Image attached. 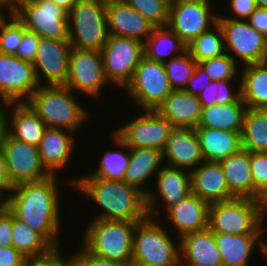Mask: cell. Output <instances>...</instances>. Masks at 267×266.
I'll use <instances>...</instances> for the list:
<instances>
[{
	"label": "cell",
	"mask_w": 267,
	"mask_h": 266,
	"mask_svg": "<svg viewBox=\"0 0 267 266\" xmlns=\"http://www.w3.org/2000/svg\"><path fill=\"white\" fill-rule=\"evenodd\" d=\"M58 176L25 182L13 187L2 203L19 220L40 233L54 248L61 244Z\"/></svg>",
	"instance_id": "6da1fadb"
},
{
	"label": "cell",
	"mask_w": 267,
	"mask_h": 266,
	"mask_svg": "<svg viewBox=\"0 0 267 266\" xmlns=\"http://www.w3.org/2000/svg\"><path fill=\"white\" fill-rule=\"evenodd\" d=\"M68 183L101 207L93 219L140 222L148 217L146 195L124 181L82 175Z\"/></svg>",
	"instance_id": "7a4b0ae2"
},
{
	"label": "cell",
	"mask_w": 267,
	"mask_h": 266,
	"mask_svg": "<svg viewBox=\"0 0 267 266\" xmlns=\"http://www.w3.org/2000/svg\"><path fill=\"white\" fill-rule=\"evenodd\" d=\"M66 85H41L26 101L45 123L46 128L76 132L88 122L91 112L76 99ZM90 113V114H89Z\"/></svg>",
	"instance_id": "3957f363"
},
{
	"label": "cell",
	"mask_w": 267,
	"mask_h": 266,
	"mask_svg": "<svg viewBox=\"0 0 267 266\" xmlns=\"http://www.w3.org/2000/svg\"><path fill=\"white\" fill-rule=\"evenodd\" d=\"M138 222L92 219L86 226L82 246L91 254L120 263L132 264L133 233Z\"/></svg>",
	"instance_id": "277c9868"
},
{
	"label": "cell",
	"mask_w": 267,
	"mask_h": 266,
	"mask_svg": "<svg viewBox=\"0 0 267 266\" xmlns=\"http://www.w3.org/2000/svg\"><path fill=\"white\" fill-rule=\"evenodd\" d=\"M156 218L147 217L136 224L133 233V266H181L180 241L164 229Z\"/></svg>",
	"instance_id": "5b68a950"
},
{
	"label": "cell",
	"mask_w": 267,
	"mask_h": 266,
	"mask_svg": "<svg viewBox=\"0 0 267 266\" xmlns=\"http://www.w3.org/2000/svg\"><path fill=\"white\" fill-rule=\"evenodd\" d=\"M265 216L260 200L235 197L209 204L208 228L230 235L263 234Z\"/></svg>",
	"instance_id": "8992f818"
},
{
	"label": "cell",
	"mask_w": 267,
	"mask_h": 266,
	"mask_svg": "<svg viewBox=\"0 0 267 266\" xmlns=\"http://www.w3.org/2000/svg\"><path fill=\"white\" fill-rule=\"evenodd\" d=\"M72 48L101 51L109 37L106 1L78 0L68 12Z\"/></svg>",
	"instance_id": "52a82bcc"
},
{
	"label": "cell",
	"mask_w": 267,
	"mask_h": 266,
	"mask_svg": "<svg viewBox=\"0 0 267 266\" xmlns=\"http://www.w3.org/2000/svg\"><path fill=\"white\" fill-rule=\"evenodd\" d=\"M11 12L41 38L69 39L68 12L51 0H25Z\"/></svg>",
	"instance_id": "ba28073f"
},
{
	"label": "cell",
	"mask_w": 267,
	"mask_h": 266,
	"mask_svg": "<svg viewBox=\"0 0 267 266\" xmlns=\"http://www.w3.org/2000/svg\"><path fill=\"white\" fill-rule=\"evenodd\" d=\"M124 90L133 102L140 105V110L144 111L156 110L172 88L163 63L143 56Z\"/></svg>",
	"instance_id": "9c48e42d"
},
{
	"label": "cell",
	"mask_w": 267,
	"mask_h": 266,
	"mask_svg": "<svg viewBox=\"0 0 267 266\" xmlns=\"http://www.w3.org/2000/svg\"><path fill=\"white\" fill-rule=\"evenodd\" d=\"M217 23L223 32L225 51L236 62L241 61L240 64L244 66L265 61L267 37L250 26L246 20L217 17Z\"/></svg>",
	"instance_id": "30bf717a"
},
{
	"label": "cell",
	"mask_w": 267,
	"mask_h": 266,
	"mask_svg": "<svg viewBox=\"0 0 267 266\" xmlns=\"http://www.w3.org/2000/svg\"><path fill=\"white\" fill-rule=\"evenodd\" d=\"M101 56L107 80L123 89L131 81L144 56V43L132 38L109 35Z\"/></svg>",
	"instance_id": "8fae6325"
},
{
	"label": "cell",
	"mask_w": 267,
	"mask_h": 266,
	"mask_svg": "<svg viewBox=\"0 0 267 266\" xmlns=\"http://www.w3.org/2000/svg\"><path fill=\"white\" fill-rule=\"evenodd\" d=\"M212 0H171L167 26L188 45L217 23Z\"/></svg>",
	"instance_id": "7c38bea8"
},
{
	"label": "cell",
	"mask_w": 267,
	"mask_h": 266,
	"mask_svg": "<svg viewBox=\"0 0 267 266\" xmlns=\"http://www.w3.org/2000/svg\"><path fill=\"white\" fill-rule=\"evenodd\" d=\"M109 84L101 51L71 48L66 86L74 92L98 99L102 89Z\"/></svg>",
	"instance_id": "4fadbf2b"
},
{
	"label": "cell",
	"mask_w": 267,
	"mask_h": 266,
	"mask_svg": "<svg viewBox=\"0 0 267 266\" xmlns=\"http://www.w3.org/2000/svg\"><path fill=\"white\" fill-rule=\"evenodd\" d=\"M31 62L0 53V102H26L38 89Z\"/></svg>",
	"instance_id": "5bb4252c"
},
{
	"label": "cell",
	"mask_w": 267,
	"mask_h": 266,
	"mask_svg": "<svg viewBox=\"0 0 267 266\" xmlns=\"http://www.w3.org/2000/svg\"><path fill=\"white\" fill-rule=\"evenodd\" d=\"M1 151L4 154L13 186L25 182L40 181L51 175L41 162L38 147L16 140L7 132L3 139Z\"/></svg>",
	"instance_id": "9a60e30c"
},
{
	"label": "cell",
	"mask_w": 267,
	"mask_h": 266,
	"mask_svg": "<svg viewBox=\"0 0 267 266\" xmlns=\"http://www.w3.org/2000/svg\"><path fill=\"white\" fill-rule=\"evenodd\" d=\"M187 171L185 169L167 166L166 164L161 167L155 176L156 192L150 190L146 194L149 217L155 219L161 213L160 209L162 207L156 205L159 203L157 201L158 199H161L160 202L164 203L163 206L165 208L163 207V209L167 212L192 193L190 171Z\"/></svg>",
	"instance_id": "2e32d148"
},
{
	"label": "cell",
	"mask_w": 267,
	"mask_h": 266,
	"mask_svg": "<svg viewBox=\"0 0 267 266\" xmlns=\"http://www.w3.org/2000/svg\"><path fill=\"white\" fill-rule=\"evenodd\" d=\"M172 127L155 110H144L140 117H135L114 132L130 148L149 147L163 151Z\"/></svg>",
	"instance_id": "e0dca14e"
},
{
	"label": "cell",
	"mask_w": 267,
	"mask_h": 266,
	"mask_svg": "<svg viewBox=\"0 0 267 266\" xmlns=\"http://www.w3.org/2000/svg\"><path fill=\"white\" fill-rule=\"evenodd\" d=\"M71 48L72 46L68 39H40L36 56L32 63L39 86L66 84Z\"/></svg>",
	"instance_id": "ac0fdd59"
},
{
	"label": "cell",
	"mask_w": 267,
	"mask_h": 266,
	"mask_svg": "<svg viewBox=\"0 0 267 266\" xmlns=\"http://www.w3.org/2000/svg\"><path fill=\"white\" fill-rule=\"evenodd\" d=\"M162 152L167 166L189 171L205 161L197 133L190 127H172Z\"/></svg>",
	"instance_id": "d6986e66"
},
{
	"label": "cell",
	"mask_w": 267,
	"mask_h": 266,
	"mask_svg": "<svg viewBox=\"0 0 267 266\" xmlns=\"http://www.w3.org/2000/svg\"><path fill=\"white\" fill-rule=\"evenodd\" d=\"M106 21L109 35L132 38L145 43L155 26L124 0L106 2Z\"/></svg>",
	"instance_id": "ffe728a7"
},
{
	"label": "cell",
	"mask_w": 267,
	"mask_h": 266,
	"mask_svg": "<svg viewBox=\"0 0 267 266\" xmlns=\"http://www.w3.org/2000/svg\"><path fill=\"white\" fill-rule=\"evenodd\" d=\"M45 129V123L27 102L6 103V132L12 138L38 147Z\"/></svg>",
	"instance_id": "44dd1931"
},
{
	"label": "cell",
	"mask_w": 267,
	"mask_h": 266,
	"mask_svg": "<svg viewBox=\"0 0 267 266\" xmlns=\"http://www.w3.org/2000/svg\"><path fill=\"white\" fill-rule=\"evenodd\" d=\"M74 136V132L65 129H45L38 151L43 166L51 175H57L56 172L71 161V154L76 147Z\"/></svg>",
	"instance_id": "7402d4cb"
},
{
	"label": "cell",
	"mask_w": 267,
	"mask_h": 266,
	"mask_svg": "<svg viewBox=\"0 0 267 266\" xmlns=\"http://www.w3.org/2000/svg\"><path fill=\"white\" fill-rule=\"evenodd\" d=\"M191 192L207 203L235 198L229 191L219 162H202L190 171Z\"/></svg>",
	"instance_id": "603a6c76"
},
{
	"label": "cell",
	"mask_w": 267,
	"mask_h": 266,
	"mask_svg": "<svg viewBox=\"0 0 267 266\" xmlns=\"http://www.w3.org/2000/svg\"><path fill=\"white\" fill-rule=\"evenodd\" d=\"M173 127L196 128L202 115L198 96L184 90H172L155 110Z\"/></svg>",
	"instance_id": "cb8c5ba5"
},
{
	"label": "cell",
	"mask_w": 267,
	"mask_h": 266,
	"mask_svg": "<svg viewBox=\"0 0 267 266\" xmlns=\"http://www.w3.org/2000/svg\"><path fill=\"white\" fill-rule=\"evenodd\" d=\"M262 235L214 233L223 266H248L255 246L259 248L261 255L267 259V240L265 241Z\"/></svg>",
	"instance_id": "d4e9b609"
},
{
	"label": "cell",
	"mask_w": 267,
	"mask_h": 266,
	"mask_svg": "<svg viewBox=\"0 0 267 266\" xmlns=\"http://www.w3.org/2000/svg\"><path fill=\"white\" fill-rule=\"evenodd\" d=\"M181 266H223L214 233L206 228L180 239Z\"/></svg>",
	"instance_id": "484cf974"
},
{
	"label": "cell",
	"mask_w": 267,
	"mask_h": 266,
	"mask_svg": "<svg viewBox=\"0 0 267 266\" xmlns=\"http://www.w3.org/2000/svg\"><path fill=\"white\" fill-rule=\"evenodd\" d=\"M208 210L209 203L191 193L165 214L181 239L187 234L208 228Z\"/></svg>",
	"instance_id": "4316f807"
},
{
	"label": "cell",
	"mask_w": 267,
	"mask_h": 266,
	"mask_svg": "<svg viewBox=\"0 0 267 266\" xmlns=\"http://www.w3.org/2000/svg\"><path fill=\"white\" fill-rule=\"evenodd\" d=\"M201 152L206 162H220L242 149L241 132L196 127Z\"/></svg>",
	"instance_id": "83f0119b"
},
{
	"label": "cell",
	"mask_w": 267,
	"mask_h": 266,
	"mask_svg": "<svg viewBox=\"0 0 267 266\" xmlns=\"http://www.w3.org/2000/svg\"><path fill=\"white\" fill-rule=\"evenodd\" d=\"M163 162V152L158 149L149 147L130 148V162L126 168L123 181L136 187L146 195L148 190H144L142 186L146 185L149 179H153L151 177L159 172Z\"/></svg>",
	"instance_id": "f1b7e54d"
},
{
	"label": "cell",
	"mask_w": 267,
	"mask_h": 266,
	"mask_svg": "<svg viewBox=\"0 0 267 266\" xmlns=\"http://www.w3.org/2000/svg\"><path fill=\"white\" fill-rule=\"evenodd\" d=\"M230 193L236 198L253 199L250 152L241 149L220 162Z\"/></svg>",
	"instance_id": "f546056e"
},
{
	"label": "cell",
	"mask_w": 267,
	"mask_h": 266,
	"mask_svg": "<svg viewBox=\"0 0 267 266\" xmlns=\"http://www.w3.org/2000/svg\"><path fill=\"white\" fill-rule=\"evenodd\" d=\"M246 111L247 106L241 98L234 103L202 107V115L197 127L242 132Z\"/></svg>",
	"instance_id": "4dcf8cb0"
},
{
	"label": "cell",
	"mask_w": 267,
	"mask_h": 266,
	"mask_svg": "<svg viewBox=\"0 0 267 266\" xmlns=\"http://www.w3.org/2000/svg\"><path fill=\"white\" fill-rule=\"evenodd\" d=\"M239 79L241 99L247 108L267 109V64L255 63L241 66ZM241 76V78H240Z\"/></svg>",
	"instance_id": "1f68e13d"
},
{
	"label": "cell",
	"mask_w": 267,
	"mask_h": 266,
	"mask_svg": "<svg viewBox=\"0 0 267 266\" xmlns=\"http://www.w3.org/2000/svg\"><path fill=\"white\" fill-rule=\"evenodd\" d=\"M186 47L187 45L168 26L155 27L144 43V56L164 63L185 52Z\"/></svg>",
	"instance_id": "d6a6232c"
},
{
	"label": "cell",
	"mask_w": 267,
	"mask_h": 266,
	"mask_svg": "<svg viewBox=\"0 0 267 266\" xmlns=\"http://www.w3.org/2000/svg\"><path fill=\"white\" fill-rule=\"evenodd\" d=\"M241 138L248 152H267V109L247 108Z\"/></svg>",
	"instance_id": "836d02e7"
},
{
	"label": "cell",
	"mask_w": 267,
	"mask_h": 266,
	"mask_svg": "<svg viewBox=\"0 0 267 266\" xmlns=\"http://www.w3.org/2000/svg\"><path fill=\"white\" fill-rule=\"evenodd\" d=\"M115 145L122 150L106 151L100 159L99 168L85 176H96L106 180L123 181L126 168L130 162V147L113 132Z\"/></svg>",
	"instance_id": "e575fe53"
},
{
	"label": "cell",
	"mask_w": 267,
	"mask_h": 266,
	"mask_svg": "<svg viewBox=\"0 0 267 266\" xmlns=\"http://www.w3.org/2000/svg\"><path fill=\"white\" fill-rule=\"evenodd\" d=\"M12 246L26 258L45 255L54 248L40 233L14 215Z\"/></svg>",
	"instance_id": "d590c367"
},
{
	"label": "cell",
	"mask_w": 267,
	"mask_h": 266,
	"mask_svg": "<svg viewBox=\"0 0 267 266\" xmlns=\"http://www.w3.org/2000/svg\"><path fill=\"white\" fill-rule=\"evenodd\" d=\"M186 50L197 63L223 55L226 51L221 27L216 23L208 31L192 40Z\"/></svg>",
	"instance_id": "8d00e7d4"
},
{
	"label": "cell",
	"mask_w": 267,
	"mask_h": 266,
	"mask_svg": "<svg viewBox=\"0 0 267 266\" xmlns=\"http://www.w3.org/2000/svg\"><path fill=\"white\" fill-rule=\"evenodd\" d=\"M197 64L187 50L163 63L172 90H184Z\"/></svg>",
	"instance_id": "74e56055"
},
{
	"label": "cell",
	"mask_w": 267,
	"mask_h": 266,
	"mask_svg": "<svg viewBox=\"0 0 267 266\" xmlns=\"http://www.w3.org/2000/svg\"><path fill=\"white\" fill-rule=\"evenodd\" d=\"M231 82L232 80L211 81L198 95L202 107L237 102L241 98V83L236 91H232Z\"/></svg>",
	"instance_id": "f35d334b"
},
{
	"label": "cell",
	"mask_w": 267,
	"mask_h": 266,
	"mask_svg": "<svg viewBox=\"0 0 267 266\" xmlns=\"http://www.w3.org/2000/svg\"><path fill=\"white\" fill-rule=\"evenodd\" d=\"M10 20H8V18ZM24 33V25L10 11L0 15V53L16 55Z\"/></svg>",
	"instance_id": "ab89813d"
},
{
	"label": "cell",
	"mask_w": 267,
	"mask_h": 266,
	"mask_svg": "<svg viewBox=\"0 0 267 266\" xmlns=\"http://www.w3.org/2000/svg\"><path fill=\"white\" fill-rule=\"evenodd\" d=\"M155 27L167 26L171 0H124Z\"/></svg>",
	"instance_id": "60d3db41"
},
{
	"label": "cell",
	"mask_w": 267,
	"mask_h": 266,
	"mask_svg": "<svg viewBox=\"0 0 267 266\" xmlns=\"http://www.w3.org/2000/svg\"><path fill=\"white\" fill-rule=\"evenodd\" d=\"M212 81L234 80L239 74L238 63L227 53L199 63ZM236 75V76H235Z\"/></svg>",
	"instance_id": "b9f144b4"
},
{
	"label": "cell",
	"mask_w": 267,
	"mask_h": 266,
	"mask_svg": "<svg viewBox=\"0 0 267 266\" xmlns=\"http://www.w3.org/2000/svg\"><path fill=\"white\" fill-rule=\"evenodd\" d=\"M253 199L260 200L267 191V152H250Z\"/></svg>",
	"instance_id": "7bdbcfd3"
},
{
	"label": "cell",
	"mask_w": 267,
	"mask_h": 266,
	"mask_svg": "<svg viewBox=\"0 0 267 266\" xmlns=\"http://www.w3.org/2000/svg\"><path fill=\"white\" fill-rule=\"evenodd\" d=\"M41 37L24 27V33L18 45L16 55L18 58L33 63Z\"/></svg>",
	"instance_id": "ee69618b"
},
{
	"label": "cell",
	"mask_w": 267,
	"mask_h": 266,
	"mask_svg": "<svg viewBox=\"0 0 267 266\" xmlns=\"http://www.w3.org/2000/svg\"><path fill=\"white\" fill-rule=\"evenodd\" d=\"M69 257L70 266H123L89 253L83 246Z\"/></svg>",
	"instance_id": "f6af8a7d"
},
{
	"label": "cell",
	"mask_w": 267,
	"mask_h": 266,
	"mask_svg": "<svg viewBox=\"0 0 267 266\" xmlns=\"http://www.w3.org/2000/svg\"><path fill=\"white\" fill-rule=\"evenodd\" d=\"M24 266H70V264L69 258L66 259L58 247L45 255L26 258Z\"/></svg>",
	"instance_id": "bcb514c9"
},
{
	"label": "cell",
	"mask_w": 267,
	"mask_h": 266,
	"mask_svg": "<svg viewBox=\"0 0 267 266\" xmlns=\"http://www.w3.org/2000/svg\"><path fill=\"white\" fill-rule=\"evenodd\" d=\"M13 214L1 203L0 205V247L12 245Z\"/></svg>",
	"instance_id": "7dc6e473"
},
{
	"label": "cell",
	"mask_w": 267,
	"mask_h": 266,
	"mask_svg": "<svg viewBox=\"0 0 267 266\" xmlns=\"http://www.w3.org/2000/svg\"><path fill=\"white\" fill-rule=\"evenodd\" d=\"M210 76L205 69L198 63L195 71L187 82L184 91L198 96L202 90L211 83Z\"/></svg>",
	"instance_id": "c3c4849f"
},
{
	"label": "cell",
	"mask_w": 267,
	"mask_h": 266,
	"mask_svg": "<svg viewBox=\"0 0 267 266\" xmlns=\"http://www.w3.org/2000/svg\"><path fill=\"white\" fill-rule=\"evenodd\" d=\"M229 3L233 16L232 14L231 16H224L223 14H218L217 17H224L236 20H247L258 7L254 0H230Z\"/></svg>",
	"instance_id": "681fc988"
},
{
	"label": "cell",
	"mask_w": 267,
	"mask_h": 266,
	"mask_svg": "<svg viewBox=\"0 0 267 266\" xmlns=\"http://www.w3.org/2000/svg\"><path fill=\"white\" fill-rule=\"evenodd\" d=\"M26 257L11 246L0 247V266H24Z\"/></svg>",
	"instance_id": "f907efd6"
},
{
	"label": "cell",
	"mask_w": 267,
	"mask_h": 266,
	"mask_svg": "<svg viewBox=\"0 0 267 266\" xmlns=\"http://www.w3.org/2000/svg\"><path fill=\"white\" fill-rule=\"evenodd\" d=\"M246 21L267 37V7H257Z\"/></svg>",
	"instance_id": "816d5d0a"
},
{
	"label": "cell",
	"mask_w": 267,
	"mask_h": 266,
	"mask_svg": "<svg viewBox=\"0 0 267 266\" xmlns=\"http://www.w3.org/2000/svg\"><path fill=\"white\" fill-rule=\"evenodd\" d=\"M13 185L10 181V177L8 174V168L6 165V160L4 157L3 152L0 150V198L3 200V198L11 192L13 189ZM4 193V194H3Z\"/></svg>",
	"instance_id": "f5cc1de1"
},
{
	"label": "cell",
	"mask_w": 267,
	"mask_h": 266,
	"mask_svg": "<svg viewBox=\"0 0 267 266\" xmlns=\"http://www.w3.org/2000/svg\"><path fill=\"white\" fill-rule=\"evenodd\" d=\"M5 134H6V103H2V105H0V150L2 148V143Z\"/></svg>",
	"instance_id": "db71d44e"
},
{
	"label": "cell",
	"mask_w": 267,
	"mask_h": 266,
	"mask_svg": "<svg viewBox=\"0 0 267 266\" xmlns=\"http://www.w3.org/2000/svg\"><path fill=\"white\" fill-rule=\"evenodd\" d=\"M57 6L62 7L64 10L69 12L71 8L78 2V0H51Z\"/></svg>",
	"instance_id": "11a10c76"
},
{
	"label": "cell",
	"mask_w": 267,
	"mask_h": 266,
	"mask_svg": "<svg viewBox=\"0 0 267 266\" xmlns=\"http://www.w3.org/2000/svg\"><path fill=\"white\" fill-rule=\"evenodd\" d=\"M22 1L25 0H1V4L5 11L10 12L15 6H17Z\"/></svg>",
	"instance_id": "9f6ffc18"
},
{
	"label": "cell",
	"mask_w": 267,
	"mask_h": 266,
	"mask_svg": "<svg viewBox=\"0 0 267 266\" xmlns=\"http://www.w3.org/2000/svg\"><path fill=\"white\" fill-rule=\"evenodd\" d=\"M260 203H261L262 209L266 215L267 214V191L261 196Z\"/></svg>",
	"instance_id": "6f0895ef"
},
{
	"label": "cell",
	"mask_w": 267,
	"mask_h": 266,
	"mask_svg": "<svg viewBox=\"0 0 267 266\" xmlns=\"http://www.w3.org/2000/svg\"><path fill=\"white\" fill-rule=\"evenodd\" d=\"M258 7H267V0H254Z\"/></svg>",
	"instance_id": "680465c9"
},
{
	"label": "cell",
	"mask_w": 267,
	"mask_h": 266,
	"mask_svg": "<svg viewBox=\"0 0 267 266\" xmlns=\"http://www.w3.org/2000/svg\"><path fill=\"white\" fill-rule=\"evenodd\" d=\"M6 13V11L4 10L2 4H1V0H0V15L3 14V13Z\"/></svg>",
	"instance_id": "91938a15"
}]
</instances>
